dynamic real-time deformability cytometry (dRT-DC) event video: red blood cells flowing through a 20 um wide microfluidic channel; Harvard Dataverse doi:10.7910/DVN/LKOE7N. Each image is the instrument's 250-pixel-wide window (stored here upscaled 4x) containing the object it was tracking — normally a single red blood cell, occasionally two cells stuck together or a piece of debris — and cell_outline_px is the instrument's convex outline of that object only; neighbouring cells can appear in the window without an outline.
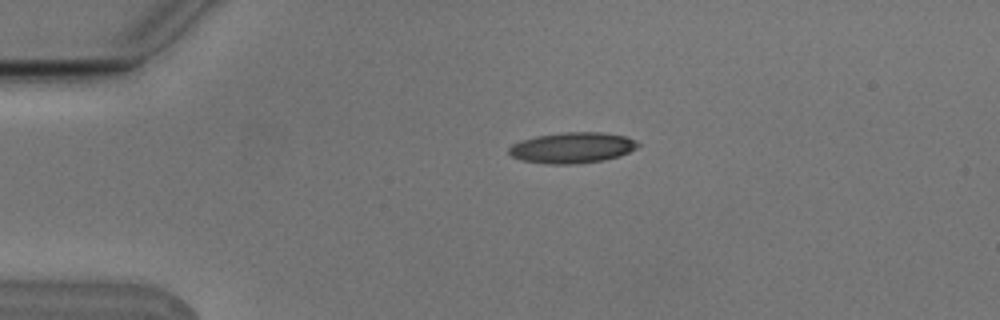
{"species": "Egyptian fruit bat (a non-hibernating species)", "species_latin": "Rousettus aegyptiacus", "temperature_condition": "cold", "stored_images_in_passage": 3, "segment_of_instrument_passage": [1, 2], "camera_frame_rate_fps": 3000, "um_per_image_px": 0.085, "animal": {"sex": "male"}, "frame": {"image": 1, "passage_image": 1, "time_ms": 0.0, "image_size_px": [1000, 320], "cell_outline_px": [[640, 144], [636, 148], [620, 156], [604, 160], [572, 164], [544, 164], [520, 160], [512, 156], [508, 152], [508, 148], [512, 144], [520, 140], [536, 136], [564, 132], [600, 132], [624, 136]], "centroid_in_image_um": [48.58, 12.56], "position_along_channel_um": 36.4, "area_um2": 23.12}}